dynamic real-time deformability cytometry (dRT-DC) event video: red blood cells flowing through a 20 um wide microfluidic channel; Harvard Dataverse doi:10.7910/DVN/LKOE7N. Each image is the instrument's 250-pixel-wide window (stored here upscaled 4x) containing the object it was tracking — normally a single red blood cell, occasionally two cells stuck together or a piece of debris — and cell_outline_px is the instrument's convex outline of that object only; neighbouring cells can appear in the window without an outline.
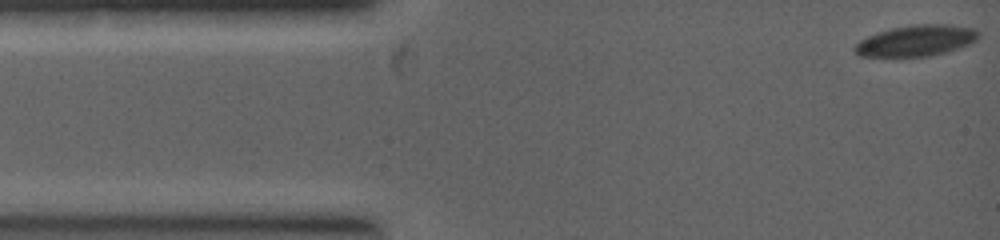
{"species": "common noctule bat (a hibernating species)", "species_latin": "Nyctalus noctula", "temperature_condition": "warm", "stored_images_in_passage": 6, "camera_frame_rate_fps": 5000, "um_per_image_px": 0.085, "animal": {"sex": "female", "body_mass_g": 19.0, "forearm_length_mm": 53.3}, "frame": {"image": 1, "passage_image": 1, "time_ms": 0.0, "image_size_px": [1000, 240], "cell_outline_px": [[976, 40], [968, 44], [944, 52], [928, 56], [860, 56], [852, 48], [860, 40], [868, 36], [892, 28], [916, 24], [944, 24], [976, 28]], "centroid_in_image_um": [77.84, 3.45], "position_along_channel_um": 7.2, "area_um2": 21.85}}